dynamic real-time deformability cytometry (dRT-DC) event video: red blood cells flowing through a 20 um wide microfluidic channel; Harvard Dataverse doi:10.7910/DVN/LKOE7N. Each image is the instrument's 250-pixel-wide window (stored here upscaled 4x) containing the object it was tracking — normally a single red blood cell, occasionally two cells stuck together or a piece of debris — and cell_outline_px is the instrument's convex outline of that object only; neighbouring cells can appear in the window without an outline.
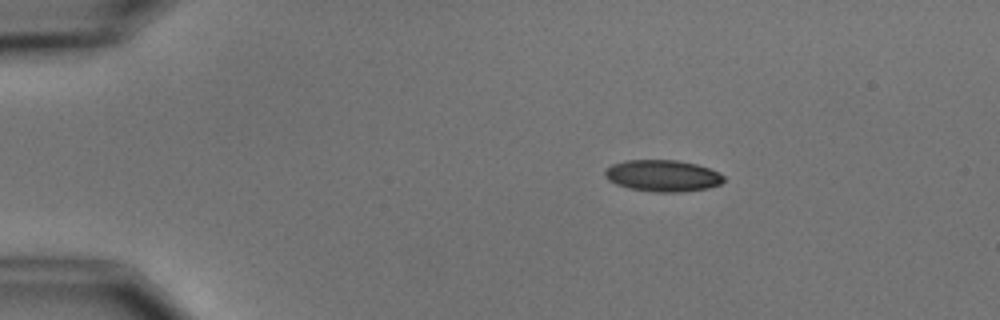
{"species": "common noctule bat (a hibernating species)", "species_latin": "Nyctalus noctula", "temperature_condition": "cold", "stored_images_in_passage": 3, "camera_frame_rate_fps": 3000, "um_per_image_px": 0.085, "animal": {"sex": "male", "body_mass_g": 15.6}, "frame": {"image": 1, "passage_image": 1, "time_ms": 0.0, "image_size_px": [1000, 320], "cell_outline_px": [[724, 180], [720, 184], [708, 188], [680, 192], [656, 192], [628, 188], [616, 184], [608, 180], [604, 176], [604, 172], [612, 164], [624, 160], [676, 160], [696, 164], [720, 172], [724, 176]], "centroid_in_image_um": [56.32, 14.94], "position_along_channel_um": 28.7, "area_um2": 21.91}}
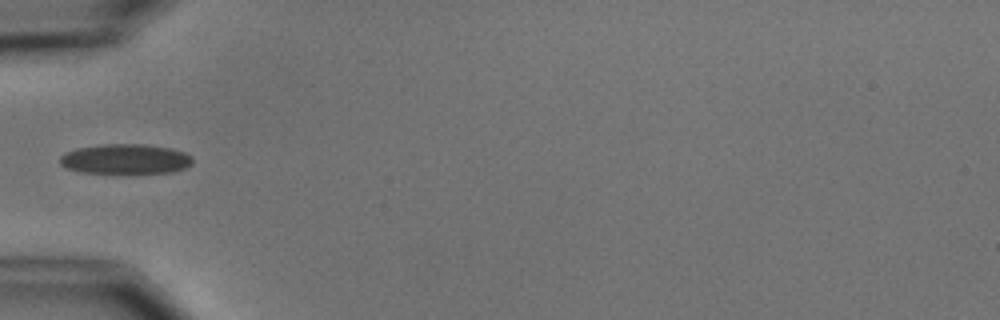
{"frame": {"image": 2, "passage_image": 3, "time_ms": 3.0, "image_size_px": [1000, 320], "cell_outline_px": [[192, 164], [184, 168], [172, 172], [132, 176], [116, 176], [84, 172], [64, 168], [60, 164], [60, 156], [64, 152], [76, 148], [104, 144], [144, 144], [172, 148], [184, 152], [192, 156]], "centroid_in_image_um": [10.65, 13.57], "position_along_channel_um": 74.3, "area_um2": 24.51}}